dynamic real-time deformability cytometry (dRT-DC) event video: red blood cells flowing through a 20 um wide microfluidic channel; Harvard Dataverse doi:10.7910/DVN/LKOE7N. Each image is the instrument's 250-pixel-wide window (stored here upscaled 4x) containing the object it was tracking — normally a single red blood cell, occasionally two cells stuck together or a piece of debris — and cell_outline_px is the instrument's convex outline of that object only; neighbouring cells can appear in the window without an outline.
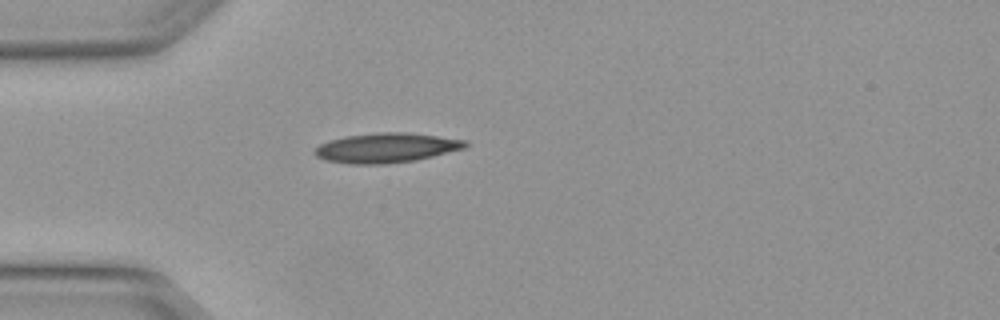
{"species": "Egyptian fruit bat (a non-hibernating species)", "species_latin": "Rousettus aegyptiacus", "temperature_condition": "warm", "stored_images_in_passage": 1, "camera_frame_rate_fps": 3000, "um_per_image_px": 0.085, "animal": {"sex": "female"}, "frame": {"image": 1, "passage_image": 1, "time_ms": 0.0, "image_size_px": [1000, 320], "cell_outline_px": [[468, 144], [464, 148], [416, 160], [384, 164], [352, 164], [324, 160], [316, 156], [312, 152], [320, 144], [328, 140], [344, 136], [380, 132], [408, 132], [468, 140]], "centroid_in_image_um": [32.81, 12.56], "position_along_channel_um": 52.2, "area_um2": 26.13}}